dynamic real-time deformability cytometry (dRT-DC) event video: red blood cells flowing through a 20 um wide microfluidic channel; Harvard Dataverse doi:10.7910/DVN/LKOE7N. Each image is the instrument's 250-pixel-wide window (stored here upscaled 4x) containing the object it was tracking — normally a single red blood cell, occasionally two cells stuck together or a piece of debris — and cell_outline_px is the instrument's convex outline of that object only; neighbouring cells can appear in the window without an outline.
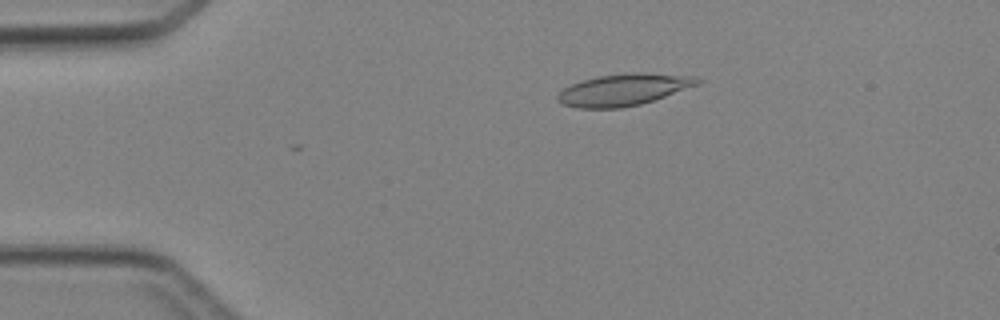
{"species": "Egyptian fruit bat (a non-hibernating species)", "species_latin": "Rousettus aegyptiacus", "temperature_condition": "cold", "stored_images_in_passage": 43, "camera_frame_rate_fps": 3000, "um_per_image_px": 0.085, "animal": {"sex": "female"}, "frame": {"image": 1, "passage_image": 6, "time_ms": 1.667, "image_size_px": [1000, 320], "cell_outline_px": [[704, 80], [700, 84], [640, 104], [620, 108], [576, 108], [564, 104], [556, 100], [556, 96], [564, 88], [580, 80], [600, 76], [636, 72], [644, 72], [696, 76]], "centroid_in_image_um": [53.03, 7.61], "position_along_channel_um": 32.0, "area_um2": 25.84}}
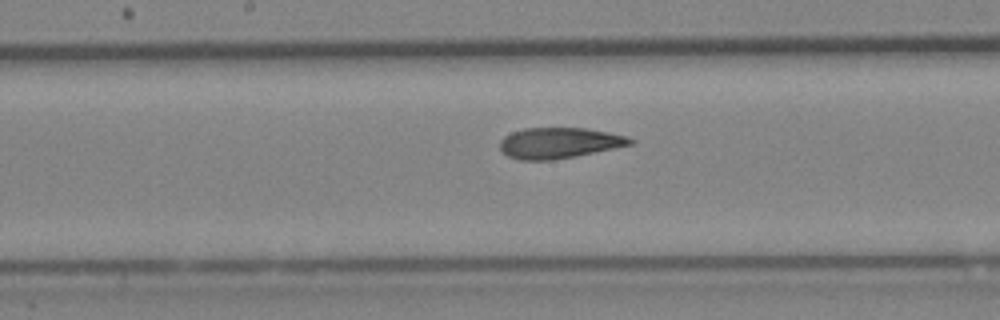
{"frame": {"image": 2, "passage_image": 21, "time_ms": 6.667, "image_size_px": [1000, 320], "cell_outline_px": [[636, 140], [632, 144], [576, 156], [552, 160], [520, 160], [508, 156], [500, 148], [500, 140], [504, 136], [512, 132], [524, 128], [584, 128], [608, 132], [628, 136]], "centroid_in_image_um": [47.53, 12.15], "position_along_channel_um": 200.7, "area_um2": 23.29}}
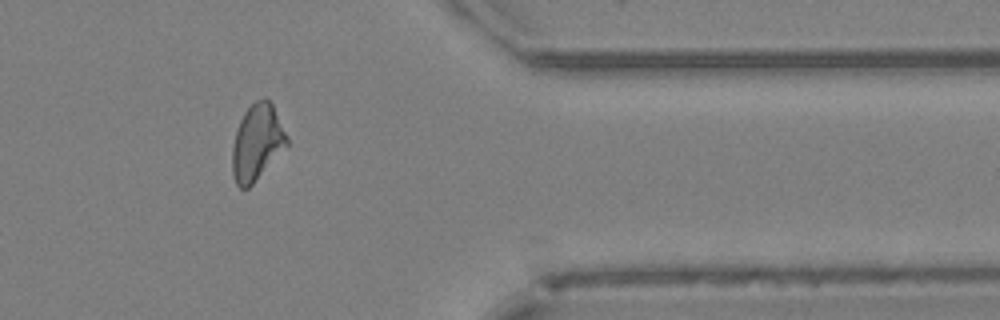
{"frame": {"image": 3, "passage_image": 35, "time_ms": 11.333, "image_size_px": [1000, 320], "cell_outline_px": [[288, 144], [252, 184], [248, 188], [240, 188], [236, 184], [232, 172], [232, 148], [236, 132], [240, 120], [244, 112], [256, 100], [264, 96], [272, 104], [288, 136]], "centroid_in_image_um": [21.84, 12.09], "position_along_channel_um": 389.6, "area_um2": 23.87}}